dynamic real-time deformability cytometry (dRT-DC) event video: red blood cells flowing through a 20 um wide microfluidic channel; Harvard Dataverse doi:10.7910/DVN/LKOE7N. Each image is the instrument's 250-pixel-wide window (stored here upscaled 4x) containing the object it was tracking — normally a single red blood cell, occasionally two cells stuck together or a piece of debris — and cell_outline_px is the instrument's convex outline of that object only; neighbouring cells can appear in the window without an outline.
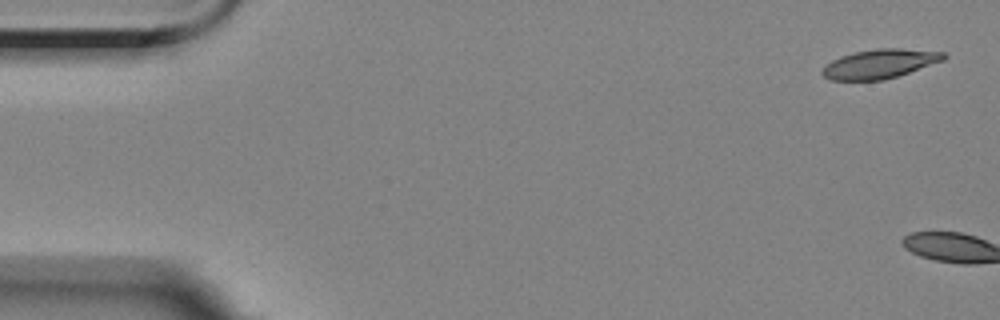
{"species": "Egyptian fruit bat (a non-hibernating species)", "species_latin": "Rousettus aegyptiacus", "temperature_condition": "room temperature", "stored_images_in_passage": 5, "camera_frame_rate_fps": 3000, "um_per_image_px": 0.085, "animal": {"sex": "female"}, "frame": {"image": 1, "passage_image": 1, "time_ms": 0.0, "image_size_px": [1000, 320], "cell_outline_px": [[948, 56], [944, 60], [884, 80], [828, 80], [820, 72], [824, 64], [840, 56], [856, 52], [876, 48], [900, 48], [944, 52]], "centroid_in_image_um": [74.74, 5.42], "position_along_channel_um": 10.3, "area_um2": 20.63}}